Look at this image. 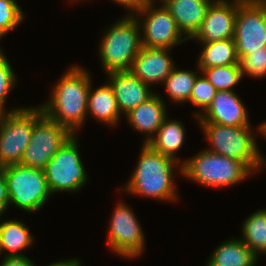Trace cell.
<instances>
[{
  "label": "cell",
  "instance_id": "27",
  "mask_svg": "<svg viewBox=\"0 0 266 266\" xmlns=\"http://www.w3.org/2000/svg\"><path fill=\"white\" fill-rule=\"evenodd\" d=\"M200 73L192 89V93L189 102L201 109L200 112L194 113L196 119L201 115L211 104L212 99L216 95V88L207 80V78Z\"/></svg>",
  "mask_w": 266,
  "mask_h": 266
},
{
  "label": "cell",
  "instance_id": "4",
  "mask_svg": "<svg viewBox=\"0 0 266 266\" xmlns=\"http://www.w3.org/2000/svg\"><path fill=\"white\" fill-rule=\"evenodd\" d=\"M114 24L103 32L98 51L106 74L130 71L134 58L143 47L140 26L133 15H126Z\"/></svg>",
  "mask_w": 266,
  "mask_h": 266
},
{
  "label": "cell",
  "instance_id": "18",
  "mask_svg": "<svg viewBox=\"0 0 266 266\" xmlns=\"http://www.w3.org/2000/svg\"><path fill=\"white\" fill-rule=\"evenodd\" d=\"M165 104L164 99L156 93L125 115L133 129L146 134L144 143L151 140L167 117Z\"/></svg>",
  "mask_w": 266,
  "mask_h": 266
},
{
  "label": "cell",
  "instance_id": "21",
  "mask_svg": "<svg viewBox=\"0 0 266 266\" xmlns=\"http://www.w3.org/2000/svg\"><path fill=\"white\" fill-rule=\"evenodd\" d=\"M185 130V126L180 121L166 117L156 134L147 144L162 155L180 162L181 159L176 156V153L185 141Z\"/></svg>",
  "mask_w": 266,
  "mask_h": 266
},
{
  "label": "cell",
  "instance_id": "22",
  "mask_svg": "<svg viewBox=\"0 0 266 266\" xmlns=\"http://www.w3.org/2000/svg\"><path fill=\"white\" fill-rule=\"evenodd\" d=\"M33 240L24 222L15 219L0 222V254L7 251L6 257L24 256L21 252L32 246Z\"/></svg>",
  "mask_w": 266,
  "mask_h": 266
},
{
  "label": "cell",
  "instance_id": "26",
  "mask_svg": "<svg viewBox=\"0 0 266 266\" xmlns=\"http://www.w3.org/2000/svg\"><path fill=\"white\" fill-rule=\"evenodd\" d=\"M217 91H235L234 86L243 79L240 64L215 66L200 71Z\"/></svg>",
  "mask_w": 266,
  "mask_h": 266
},
{
  "label": "cell",
  "instance_id": "32",
  "mask_svg": "<svg viewBox=\"0 0 266 266\" xmlns=\"http://www.w3.org/2000/svg\"><path fill=\"white\" fill-rule=\"evenodd\" d=\"M0 266H36L35 263L27 256L4 257Z\"/></svg>",
  "mask_w": 266,
  "mask_h": 266
},
{
  "label": "cell",
  "instance_id": "25",
  "mask_svg": "<svg viewBox=\"0 0 266 266\" xmlns=\"http://www.w3.org/2000/svg\"><path fill=\"white\" fill-rule=\"evenodd\" d=\"M199 74L191 70L174 68L163 85L169 100L176 104L189 102L194 82Z\"/></svg>",
  "mask_w": 266,
  "mask_h": 266
},
{
  "label": "cell",
  "instance_id": "29",
  "mask_svg": "<svg viewBox=\"0 0 266 266\" xmlns=\"http://www.w3.org/2000/svg\"><path fill=\"white\" fill-rule=\"evenodd\" d=\"M2 48L0 49V114L6 113L10 111L18 110L22 107L11 108V110L7 111L4 109L6 107V99L8 94L13 88H15V84L17 81L15 73L12 69V66L9 60L6 58L5 54L2 52ZM5 105V106H4Z\"/></svg>",
  "mask_w": 266,
  "mask_h": 266
},
{
  "label": "cell",
  "instance_id": "11",
  "mask_svg": "<svg viewBox=\"0 0 266 266\" xmlns=\"http://www.w3.org/2000/svg\"><path fill=\"white\" fill-rule=\"evenodd\" d=\"M234 42L239 60L266 45V0L238 2Z\"/></svg>",
  "mask_w": 266,
  "mask_h": 266
},
{
  "label": "cell",
  "instance_id": "13",
  "mask_svg": "<svg viewBox=\"0 0 266 266\" xmlns=\"http://www.w3.org/2000/svg\"><path fill=\"white\" fill-rule=\"evenodd\" d=\"M247 0L213 1L200 29L191 38L199 43H209L234 37L238 2Z\"/></svg>",
  "mask_w": 266,
  "mask_h": 266
},
{
  "label": "cell",
  "instance_id": "34",
  "mask_svg": "<svg viewBox=\"0 0 266 266\" xmlns=\"http://www.w3.org/2000/svg\"><path fill=\"white\" fill-rule=\"evenodd\" d=\"M81 263L78 258H72L67 260H60L55 263H51L48 266H81Z\"/></svg>",
  "mask_w": 266,
  "mask_h": 266
},
{
  "label": "cell",
  "instance_id": "10",
  "mask_svg": "<svg viewBox=\"0 0 266 266\" xmlns=\"http://www.w3.org/2000/svg\"><path fill=\"white\" fill-rule=\"evenodd\" d=\"M156 0H149L133 16L137 19L141 30L143 47L171 49L188 39L178 29L175 19L161 2L155 8ZM154 5V6H153ZM143 16L144 19L141 17ZM184 37V38H183Z\"/></svg>",
  "mask_w": 266,
  "mask_h": 266
},
{
  "label": "cell",
  "instance_id": "5",
  "mask_svg": "<svg viewBox=\"0 0 266 266\" xmlns=\"http://www.w3.org/2000/svg\"><path fill=\"white\" fill-rule=\"evenodd\" d=\"M182 176L205 187H230L243 182L253 172L234 158L211 152L206 148L182 162Z\"/></svg>",
  "mask_w": 266,
  "mask_h": 266
},
{
  "label": "cell",
  "instance_id": "12",
  "mask_svg": "<svg viewBox=\"0 0 266 266\" xmlns=\"http://www.w3.org/2000/svg\"><path fill=\"white\" fill-rule=\"evenodd\" d=\"M107 245L124 258H137L145 250V238L133 210L120 201L109 220Z\"/></svg>",
  "mask_w": 266,
  "mask_h": 266
},
{
  "label": "cell",
  "instance_id": "3",
  "mask_svg": "<svg viewBox=\"0 0 266 266\" xmlns=\"http://www.w3.org/2000/svg\"><path fill=\"white\" fill-rule=\"evenodd\" d=\"M211 145L207 150L242 161L254 174L266 160L259 152L252 126L235 127L213 122H198ZM253 130V131H252Z\"/></svg>",
  "mask_w": 266,
  "mask_h": 266
},
{
  "label": "cell",
  "instance_id": "6",
  "mask_svg": "<svg viewBox=\"0 0 266 266\" xmlns=\"http://www.w3.org/2000/svg\"><path fill=\"white\" fill-rule=\"evenodd\" d=\"M9 204L28 213L43 208L52 195L43 169L19 164L4 166Z\"/></svg>",
  "mask_w": 266,
  "mask_h": 266
},
{
  "label": "cell",
  "instance_id": "30",
  "mask_svg": "<svg viewBox=\"0 0 266 266\" xmlns=\"http://www.w3.org/2000/svg\"><path fill=\"white\" fill-rule=\"evenodd\" d=\"M242 76L248 75L253 78L262 79L266 75V50L265 48L259 49L243 56L239 60Z\"/></svg>",
  "mask_w": 266,
  "mask_h": 266
},
{
  "label": "cell",
  "instance_id": "19",
  "mask_svg": "<svg viewBox=\"0 0 266 266\" xmlns=\"http://www.w3.org/2000/svg\"><path fill=\"white\" fill-rule=\"evenodd\" d=\"M92 83L88 92L87 114L106 125H118L121 113L118 109L115 94L109 82L94 90Z\"/></svg>",
  "mask_w": 266,
  "mask_h": 266
},
{
  "label": "cell",
  "instance_id": "23",
  "mask_svg": "<svg viewBox=\"0 0 266 266\" xmlns=\"http://www.w3.org/2000/svg\"><path fill=\"white\" fill-rule=\"evenodd\" d=\"M200 45H202V50L200 51L197 64L200 71L215 66L239 64L233 38L201 43Z\"/></svg>",
  "mask_w": 266,
  "mask_h": 266
},
{
  "label": "cell",
  "instance_id": "1",
  "mask_svg": "<svg viewBox=\"0 0 266 266\" xmlns=\"http://www.w3.org/2000/svg\"><path fill=\"white\" fill-rule=\"evenodd\" d=\"M90 73L81 66H71L52 88L50 99L41 104L43 112L65 126L73 135L84 125L87 117Z\"/></svg>",
  "mask_w": 266,
  "mask_h": 266
},
{
  "label": "cell",
  "instance_id": "33",
  "mask_svg": "<svg viewBox=\"0 0 266 266\" xmlns=\"http://www.w3.org/2000/svg\"><path fill=\"white\" fill-rule=\"evenodd\" d=\"M119 5L129 9L131 12L127 15H134L136 14L149 0H112ZM134 12V13H133Z\"/></svg>",
  "mask_w": 266,
  "mask_h": 266
},
{
  "label": "cell",
  "instance_id": "15",
  "mask_svg": "<svg viewBox=\"0 0 266 266\" xmlns=\"http://www.w3.org/2000/svg\"><path fill=\"white\" fill-rule=\"evenodd\" d=\"M168 48L142 47L134 58L130 72L145 84H163L176 67Z\"/></svg>",
  "mask_w": 266,
  "mask_h": 266
},
{
  "label": "cell",
  "instance_id": "24",
  "mask_svg": "<svg viewBox=\"0 0 266 266\" xmlns=\"http://www.w3.org/2000/svg\"><path fill=\"white\" fill-rule=\"evenodd\" d=\"M251 214L242 224L241 240L258 257L266 254V209Z\"/></svg>",
  "mask_w": 266,
  "mask_h": 266
},
{
  "label": "cell",
  "instance_id": "28",
  "mask_svg": "<svg viewBox=\"0 0 266 266\" xmlns=\"http://www.w3.org/2000/svg\"><path fill=\"white\" fill-rule=\"evenodd\" d=\"M24 12L15 0H0V39L18 27Z\"/></svg>",
  "mask_w": 266,
  "mask_h": 266
},
{
  "label": "cell",
  "instance_id": "20",
  "mask_svg": "<svg viewBox=\"0 0 266 266\" xmlns=\"http://www.w3.org/2000/svg\"><path fill=\"white\" fill-rule=\"evenodd\" d=\"M258 258L241 239L221 243L205 266H256Z\"/></svg>",
  "mask_w": 266,
  "mask_h": 266
},
{
  "label": "cell",
  "instance_id": "7",
  "mask_svg": "<svg viewBox=\"0 0 266 266\" xmlns=\"http://www.w3.org/2000/svg\"><path fill=\"white\" fill-rule=\"evenodd\" d=\"M77 134L69 138L43 169L51 194L78 192L88 175L80 156Z\"/></svg>",
  "mask_w": 266,
  "mask_h": 266
},
{
  "label": "cell",
  "instance_id": "14",
  "mask_svg": "<svg viewBox=\"0 0 266 266\" xmlns=\"http://www.w3.org/2000/svg\"><path fill=\"white\" fill-rule=\"evenodd\" d=\"M248 111L235 91H217L210 106L199 115L198 122H213L227 126H251Z\"/></svg>",
  "mask_w": 266,
  "mask_h": 266
},
{
  "label": "cell",
  "instance_id": "35",
  "mask_svg": "<svg viewBox=\"0 0 266 266\" xmlns=\"http://www.w3.org/2000/svg\"><path fill=\"white\" fill-rule=\"evenodd\" d=\"M257 129H258V132H259L258 134H261V136H264L266 138V121L261 123V125L259 124Z\"/></svg>",
  "mask_w": 266,
  "mask_h": 266
},
{
  "label": "cell",
  "instance_id": "17",
  "mask_svg": "<svg viewBox=\"0 0 266 266\" xmlns=\"http://www.w3.org/2000/svg\"><path fill=\"white\" fill-rule=\"evenodd\" d=\"M169 10L178 29L190 40L200 29L213 0H158Z\"/></svg>",
  "mask_w": 266,
  "mask_h": 266
},
{
  "label": "cell",
  "instance_id": "31",
  "mask_svg": "<svg viewBox=\"0 0 266 266\" xmlns=\"http://www.w3.org/2000/svg\"><path fill=\"white\" fill-rule=\"evenodd\" d=\"M9 206V194L4 167L0 166V215H3Z\"/></svg>",
  "mask_w": 266,
  "mask_h": 266
},
{
  "label": "cell",
  "instance_id": "8",
  "mask_svg": "<svg viewBox=\"0 0 266 266\" xmlns=\"http://www.w3.org/2000/svg\"><path fill=\"white\" fill-rule=\"evenodd\" d=\"M72 136L73 134L65 126L49 118L43 112L41 106H36L34 129L21 164L44 169L63 144Z\"/></svg>",
  "mask_w": 266,
  "mask_h": 266
},
{
  "label": "cell",
  "instance_id": "2",
  "mask_svg": "<svg viewBox=\"0 0 266 266\" xmlns=\"http://www.w3.org/2000/svg\"><path fill=\"white\" fill-rule=\"evenodd\" d=\"M175 168L183 174L182 162L162 155L144 143L137 167L121 190L129 195L152 197L151 199L161 201H177L178 193H176L173 179Z\"/></svg>",
  "mask_w": 266,
  "mask_h": 266
},
{
  "label": "cell",
  "instance_id": "16",
  "mask_svg": "<svg viewBox=\"0 0 266 266\" xmlns=\"http://www.w3.org/2000/svg\"><path fill=\"white\" fill-rule=\"evenodd\" d=\"M113 88L118 109L124 116L146 102L156 93L130 71H114L106 74Z\"/></svg>",
  "mask_w": 266,
  "mask_h": 266
},
{
  "label": "cell",
  "instance_id": "9",
  "mask_svg": "<svg viewBox=\"0 0 266 266\" xmlns=\"http://www.w3.org/2000/svg\"><path fill=\"white\" fill-rule=\"evenodd\" d=\"M35 124V107L0 114V166L19 164Z\"/></svg>",
  "mask_w": 266,
  "mask_h": 266
}]
</instances>
